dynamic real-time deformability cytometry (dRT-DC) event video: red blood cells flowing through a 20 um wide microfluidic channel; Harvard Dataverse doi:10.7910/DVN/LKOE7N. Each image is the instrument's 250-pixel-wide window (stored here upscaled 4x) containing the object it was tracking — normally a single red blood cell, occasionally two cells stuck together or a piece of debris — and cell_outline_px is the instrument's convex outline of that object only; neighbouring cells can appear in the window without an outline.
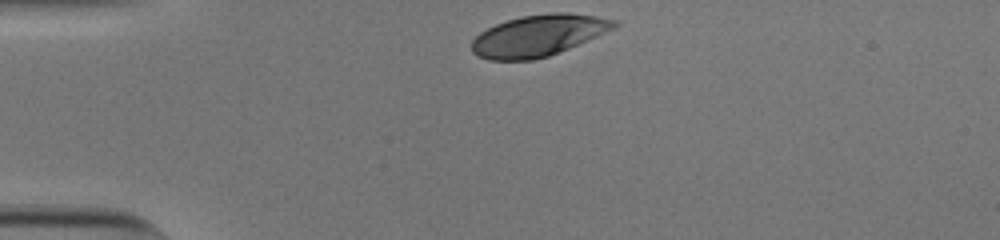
{"species": "human", "species_latin": "Homo sapiens", "temperature_condition": "cold", "stored_images_in_passage": 32, "camera_frame_rate_fps": 3000, "um_per_image_px": 0.085, "donor": {"sex": "male"}, "frame": {"image": 1, "passage_image": 1, "time_ms": 0.0, "image_size_px": [1000, 240], "cell_outline_px": [[620, 24], [616, 28], [588, 40], [548, 56], [532, 60], [488, 60], [476, 56], [472, 52], [472, 40], [480, 32], [496, 24], [520, 16], [552, 12], [568, 12], [596, 16], [620, 20]], "centroid_in_image_um": [45.79, 3.01], "position_along_channel_um": 39.2, "area_um2": 34.51}}
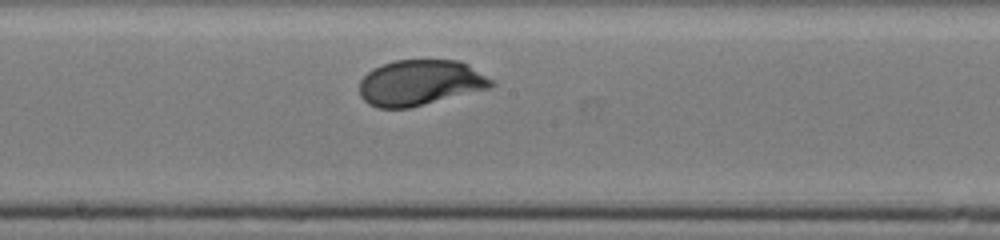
{"frame": {"image": 2, "passage_image": 18, "time_ms": 5.667, "image_size_px": [1000, 240], "cell_outline_px": [[496, 84], [492, 88], [408, 108], [376, 108], [368, 104], [360, 96], [360, 80], [372, 68], [396, 60], [460, 60], [468, 64], [492, 80]], "centroid_in_image_um": [35.72, 7.03], "position_along_channel_um": 212.5, "area_um2": 35.14}}
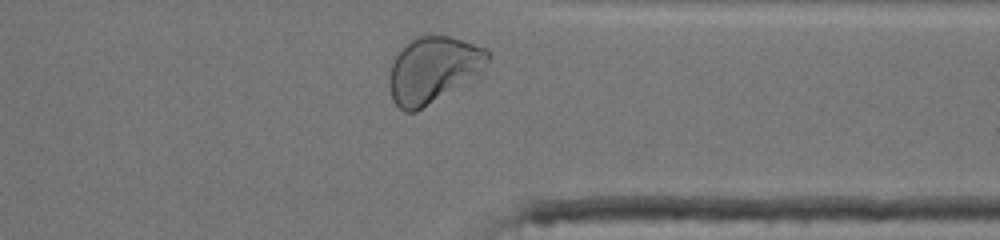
{"frame": {"image": 3, "passage_image": 31, "time_ms": 10.0, "image_size_px": [1000, 240], "cell_outline_px": [[492, 56], [484, 76], [416, 112], [404, 112], [392, 100], [388, 84], [388, 76], [392, 64], [396, 56], [412, 40], [420, 36], [448, 36], [488, 48]], "centroid_in_image_um": [36.94, 5.98], "position_along_channel_um": 374.5, "area_um2": 39.13}, "authors_computed_cell_mechanics": {"area_um2": 35.2869, "velocity_mm_per_s": 3.7722, "shape_relaxation_time_tau1_ms": 2.0945, "shape_relaxation_time_tau2_ms": null, "deformation_change_tau1": 0.1485, "deformation_change_tau2": null}}